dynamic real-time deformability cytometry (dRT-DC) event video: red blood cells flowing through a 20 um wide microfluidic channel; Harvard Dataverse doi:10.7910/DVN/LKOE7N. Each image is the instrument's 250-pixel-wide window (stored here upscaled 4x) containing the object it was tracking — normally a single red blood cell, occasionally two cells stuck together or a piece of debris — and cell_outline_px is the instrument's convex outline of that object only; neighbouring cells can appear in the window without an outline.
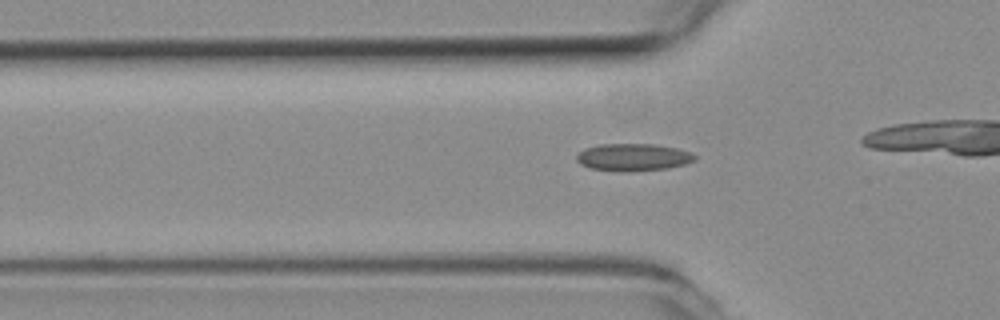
{"species": "common noctule bat (a hibernating species)", "species_latin": "Nyctalus noctula", "temperature_condition": "room temperature", "stored_images_in_passage": 43, "camera_frame_rate_fps": 3000, "um_per_image_px": 0.085, "animal": {"sex": "female", "body_mass_g": 19.3, "forearm_length_mm": 54.1}, "frame": {"image": 1, "passage_image": 18, "time_ms": 5.667, "image_size_px": [1000, 320], "cell_outline_px": [[696, 160], [684, 164], [668, 168], [628, 172], [620, 172], [592, 168], [580, 164], [576, 160], [576, 156], [584, 148], [600, 144], [656, 144], [676, 148], [692, 152], [696, 156]], "centroid_in_image_um": [53.82, 13.36], "position_along_channel_um": 72.0, "area_um2": 18.96}}
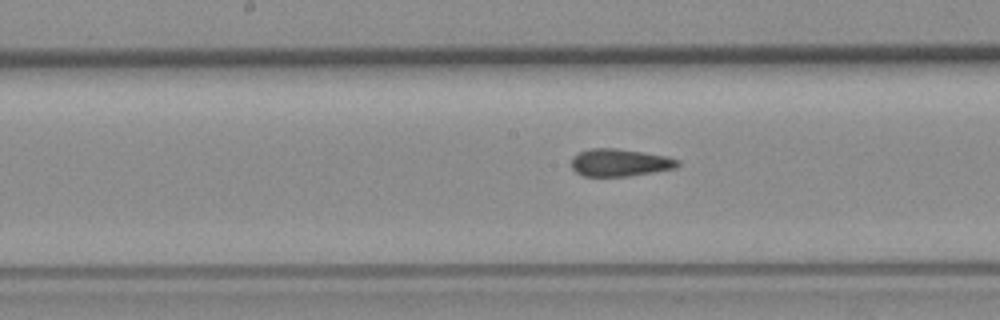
{"frame": {"image": 2, "passage_image": 28, "time_ms": 9.0, "image_size_px": [1000, 320], "cell_outline_px": [[680, 164], [676, 168], [628, 176], [584, 176], [576, 172], [572, 168], [572, 156], [580, 152], [592, 148], [616, 148], [668, 156], [680, 160]], "centroid_in_image_um": [52.7, 13.82], "position_along_channel_um": 195.5, "area_um2": 16.99}}
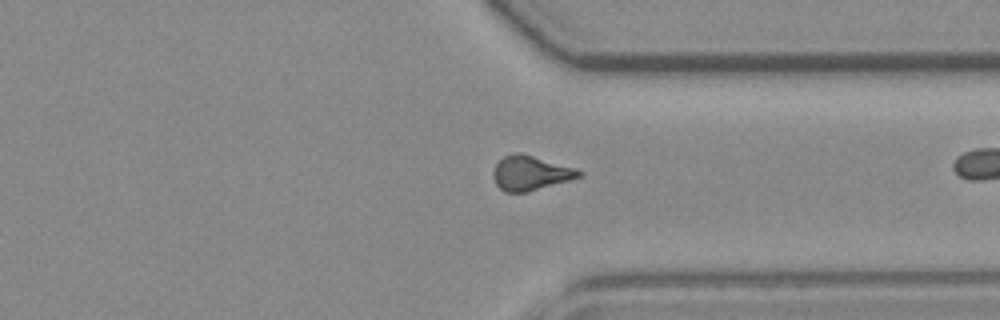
{"frame": {"image": 3, "passage_image": 42, "time_ms": 13.667, "image_size_px": [1000, 320], "cell_outline_px": [[584, 172], [580, 176], [568, 180], [528, 192], [504, 192], [496, 184], [492, 176], [492, 172], [496, 164], [504, 156], [516, 152], [520, 152], [576, 168]], "centroid_in_image_um": [45.06, 14.7], "position_along_channel_um": 366.3, "area_um2": 17.17}}